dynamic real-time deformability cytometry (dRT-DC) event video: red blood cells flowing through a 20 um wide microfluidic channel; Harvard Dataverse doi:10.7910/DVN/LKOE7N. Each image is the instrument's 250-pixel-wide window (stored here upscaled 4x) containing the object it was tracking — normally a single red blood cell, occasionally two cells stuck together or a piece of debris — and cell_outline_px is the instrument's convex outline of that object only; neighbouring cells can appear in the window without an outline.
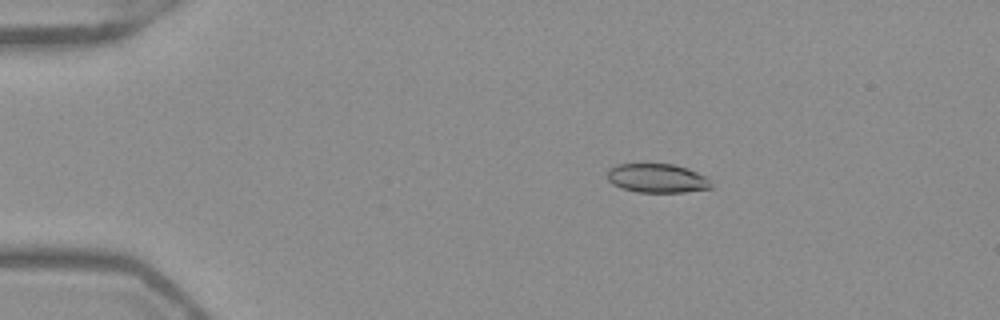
{"species": "Egyptian fruit bat (a non-hibernating species)", "species_latin": "Rousettus aegyptiacus", "temperature_condition": "warm", "stored_images_in_passage": 47, "camera_frame_rate_fps": 3000, "um_per_image_px": 0.085, "frame": {"image": 1, "passage_image": 5, "time_ms": 1.333, "image_size_px": [1000, 320], "cell_outline_px": [[712, 188], [684, 192], [636, 192], [620, 188], [612, 184], [608, 180], [608, 168], [616, 164], [672, 164], [688, 168], [708, 176], [712, 184]], "centroid_in_image_um": [55.87, 15.15], "position_along_channel_um": 29.1, "area_um2": 17.8}}
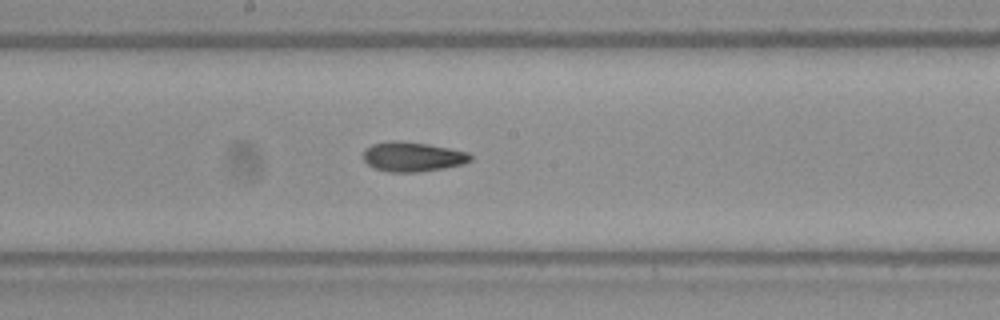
{"frame": {"image": 2, "passage_image": 24, "time_ms": 7.667, "image_size_px": [1000, 320], "cell_outline_px": [[472, 160], [464, 164], [444, 168], [420, 172], [388, 172], [372, 168], [364, 160], [364, 148], [372, 144], [388, 140], [400, 140], [428, 144], [468, 152], [472, 156]], "centroid_in_image_um": [35.05, 13.32], "position_along_channel_um": 213.2, "area_um2": 18.79}}
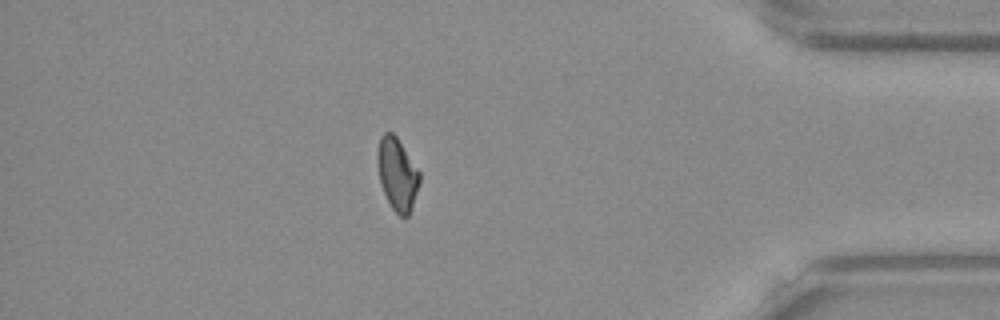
{"frame": {"image": 3, "passage_image": 41, "time_ms": 13.333, "image_size_px": [1000, 320], "cell_outline_px": [[420, 180], [408, 216], [400, 216], [392, 208], [380, 184], [376, 164], [376, 152], [380, 136], [384, 132], [392, 132], [396, 136], [420, 172]], "centroid_in_image_um": [33.72, 14.75], "position_along_channel_um": 401.5, "area_um2": 17.69}, "authors_computed_cell_mechanics": {"area_um2": 18.0914, "velocity_mm_per_s": 3.9467, "shape_relaxation_time_tau1_ms": null, "shape_relaxation_time_tau2_ms": 2.3232, "deformation_change_tau1": null, "deformation_change_tau2": 0.0838}}